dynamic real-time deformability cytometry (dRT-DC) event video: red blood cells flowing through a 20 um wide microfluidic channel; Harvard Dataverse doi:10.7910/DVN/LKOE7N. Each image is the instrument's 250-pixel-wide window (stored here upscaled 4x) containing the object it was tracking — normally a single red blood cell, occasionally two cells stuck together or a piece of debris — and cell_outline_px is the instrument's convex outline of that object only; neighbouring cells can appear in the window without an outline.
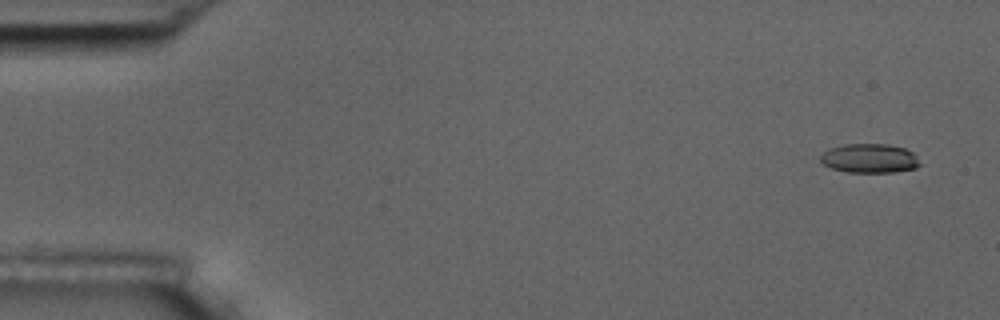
{"species": "common noctule bat (a hibernating species)", "species_latin": "Nyctalus noctula", "temperature_condition": "room temperature", "stored_images_in_passage": 4, "camera_frame_rate_fps": 3000, "um_per_image_px": 0.085, "animal": {"sex": "male", "body_mass_g": 17.5, "forearm_length_mm": 52.3}, "frame": {"image": 1, "passage_image": 1, "time_ms": 0.0, "image_size_px": [1000, 320], "cell_outline_px": [[920, 164], [916, 168], [896, 172], [848, 172], [832, 168], [824, 164], [820, 160], [820, 156], [828, 148], [844, 144], [888, 144], [904, 148], [912, 152], [916, 156]], "centroid_in_image_um": [73.91, 13.45], "position_along_channel_um": 11.1, "area_um2": 16.88}}
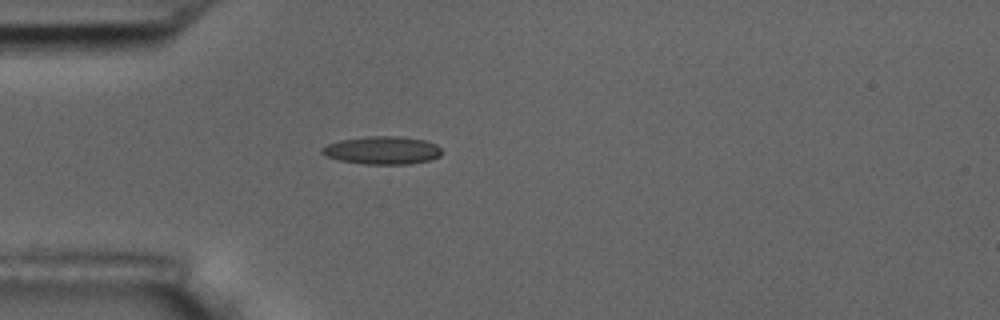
{"frame": {"image": 2, "passage_image": 4, "time_ms": 4.333, "image_size_px": [1000, 320], "cell_outline_px": [[444, 152], [440, 156], [428, 160], [408, 164], [364, 164], [340, 160], [328, 156], [320, 152], [320, 148], [328, 144], [340, 140], [364, 136], [400, 136], [424, 140], [436, 144]], "centroid_in_image_um": [32.5, 12.77], "position_along_channel_um": 52.5, "area_um2": 19.54}}